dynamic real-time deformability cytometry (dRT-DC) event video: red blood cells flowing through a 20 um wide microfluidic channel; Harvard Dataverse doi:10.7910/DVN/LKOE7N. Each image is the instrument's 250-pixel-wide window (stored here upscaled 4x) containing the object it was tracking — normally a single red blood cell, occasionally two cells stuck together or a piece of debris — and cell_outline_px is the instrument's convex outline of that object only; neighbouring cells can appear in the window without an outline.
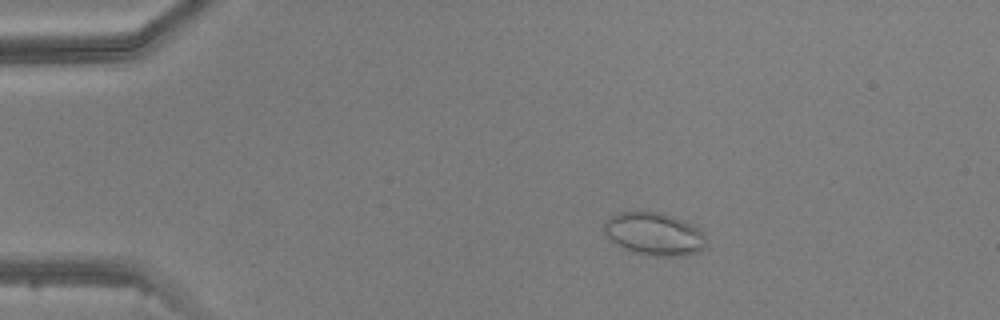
{"species": "common noctule bat (a hibernating species)", "species_latin": "Nyctalus noctula", "temperature_condition": "warm", "stored_images_in_passage": 6, "camera_frame_rate_fps": 3000, "um_per_image_px": 0.085, "animal": {"sex": "male", "body_mass_g": 20.5, "forearm_length_mm": 52.5}, "frame": {"image": 1, "passage_image": 3, "time_ms": 2.333, "image_size_px": [1000, 320], "cell_outline_px": [[704, 248], [696, 252], [684, 256], [656, 256], [636, 252], [624, 248], [616, 244], [604, 232], [604, 224], [612, 216], [620, 212], [664, 212], [696, 228], [704, 236]], "centroid_in_image_um": [55.58, 19.89], "position_along_channel_um": 29.4, "area_um2": 24.74}}
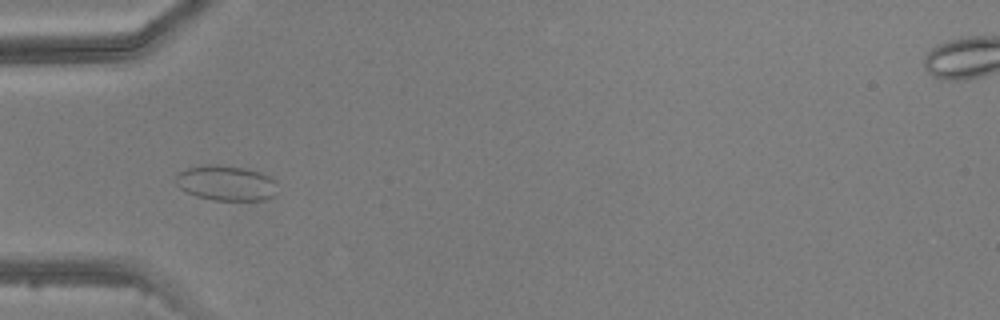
{"frame": {"image": 2, "passage_image": 5, "time_ms": 4.667, "image_size_px": [1000, 320], "cell_outline_px": [[276, 196], [264, 200], [212, 200], [196, 196], [180, 188], [176, 184], [176, 176], [180, 172], [188, 168], [208, 164], [220, 164], [248, 168], [260, 172], [276, 180]], "centroid_in_image_um": [19.26, 15.55], "position_along_channel_um": 65.7, "area_um2": 21.04}}
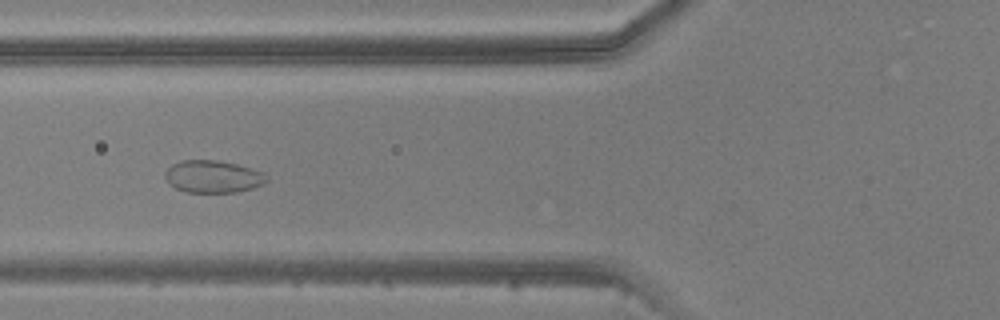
{"frame": {"image": 3, "passage_image": 6, "time_ms": 5.667, "image_size_px": [1000, 320], "cell_outline_px": [[268, 180], [264, 184], [252, 188], [236, 192], [184, 192], [168, 184], [164, 176], [164, 172], [172, 164], [180, 160], [216, 160], [236, 164], [260, 172]], "centroid_in_image_um": [18.02, 15.01], "position_along_channel_um": 107.8, "area_um2": 19.02}}